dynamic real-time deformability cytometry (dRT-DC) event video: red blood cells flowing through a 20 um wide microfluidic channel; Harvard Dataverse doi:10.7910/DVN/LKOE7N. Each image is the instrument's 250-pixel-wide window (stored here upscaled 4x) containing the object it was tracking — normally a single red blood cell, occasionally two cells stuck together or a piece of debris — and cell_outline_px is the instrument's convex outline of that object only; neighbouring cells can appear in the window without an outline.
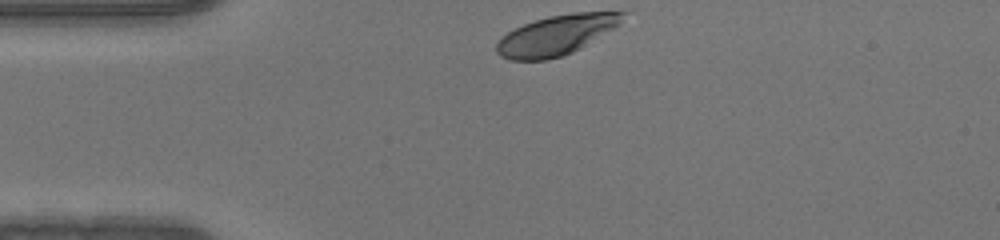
{"species": "human", "species_latin": "Homo sapiens", "temperature_condition": "warm", "stored_images_in_passage": 30, "camera_frame_rate_fps": 3000, "um_per_image_px": 0.085, "donor": {"sex": "male"}, "frame": {"image": 1, "passage_image": 1, "time_ms": 0.0, "image_size_px": [1000, 240], "cell_outline_px": [[628, 12], [620, 24], [580, 48], [572, 52], [560, 56], [544, 60], [512, 60], [500, 56], [496, 52], [496, 44], [508, 32], [524, 24], [548, 16], [572, 12]], "centroid_in_image_um": [47.29, 2.97], "position_along_channel_um": 37.7, "area_um2": 28.9}}
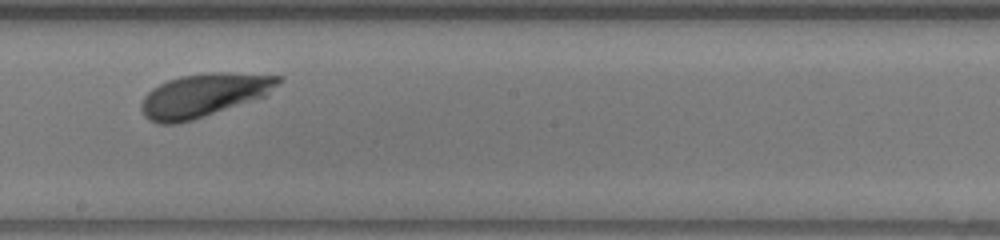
{"frame": {"image": 2, "passage_image": 18, "time_ms": 5.667, "image_size_px": [1000, 240], "cell_outline_px": [[284, 80], [264, 96], [192, 120], [176, 124], [160, 124], [148, 120], [144, 116], [140, 108], [140, 104], [144, 96], [152, 88], [168, 80], [180, 76], [200, 72], [232, 72], [284, 76]], "centroid_in_image_um": [17.31, 8.07], "position_along_channel_um": 230.9, "area_um2": 34.74}}
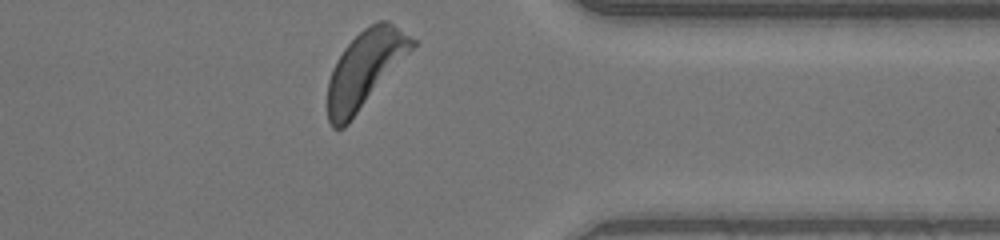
{"frame": {"image": 3, "passage_image": 30, "time_ms": 9.667, "image_size_px": [1000, 240], "cell_outline_px": [[420, 40], [348, 124], [344, 128], [332, 128], [328, 120], [328, 80], [332, 68], [336, 60], [344, 48], [364, 28], [380, 20], [388, 20]], "centroid_in_image_um": [31.04, 5.85], "position_along_channel_um": 380.4, "area_um2": 37.51}}